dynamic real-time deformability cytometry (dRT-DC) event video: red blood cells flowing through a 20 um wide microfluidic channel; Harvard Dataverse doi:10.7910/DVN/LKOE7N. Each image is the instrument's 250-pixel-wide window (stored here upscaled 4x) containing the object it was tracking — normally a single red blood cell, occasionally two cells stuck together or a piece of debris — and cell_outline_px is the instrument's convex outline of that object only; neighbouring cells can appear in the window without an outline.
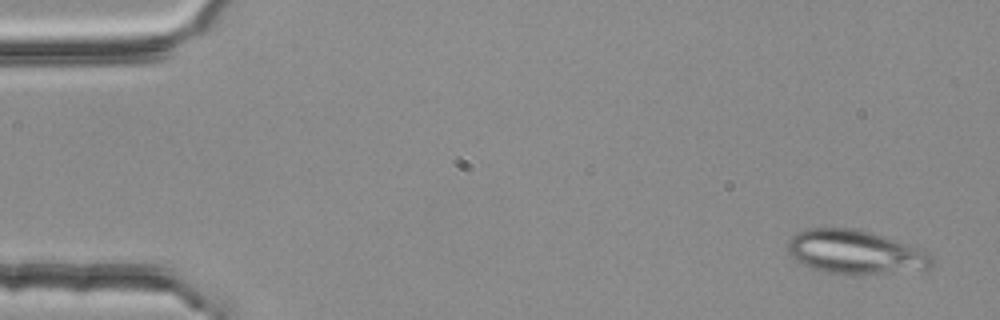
{"species": "common noctule bat (a hibernating species)", "species_latin": "Nyctalus noctula", "temperature_condition": "room temperature", "stored_images_in_passage": 5, "segment_of_instrument_passage": [1, 2], "camera_frame_rate_fps": 3000, "um_per_image_px": 0.085, "animal": {"sex": "female", "body_mass_g": 25.1}, "frame": {"image": 1, "passage_image": 1, "time_ms": 0.0, "image_size_px": [1000, 320], "cell_outline_px": [[932, 264], [928, 268], [852, 276], [828, 272], [812, 268], [800, 264], [788, 252], [788, 240], [796, 232], [804, 228], [852, 228], [872, 232], [920, 248], [928, 252], [932, 256]], "centroid_in_image_um": [72.65, 21.42], "position_along_channel_um": 12.3, "area_um2": 36.93}}